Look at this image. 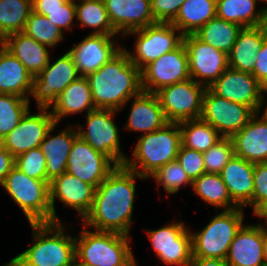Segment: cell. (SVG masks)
Wrapping results in <instances>:
<instances>
[{
	"mask_svg": "<svg viewBox=\"0 0 267 266\" xmlns=\"http://www.w3.org/2000/svg\"><path fill=\"white\" fill-rule=\"evenodd\" d=\"M257 0H216V16L242 27L267 24L266 7L256 11Z\"/></svg>",
	"mask_w": 267,
	"mask_h": 266,
	"instance_id": "4dcf8cb0",
	"label": "cell"
},
{
	"mask_svg": "<svg viewBox=\"0 0 267 266\" xmlns=\"http://www.w3.org/2000/svg\"><path fill=\"white\" fill-rule=\"evenodd\" d=\"M228 266H264L263 225H243L225 259Z\"/></svg>",
	"mask_w": 267,
	"mask_h": 266,
	"instance_id": "7402d4cb",
	"label": "cell"
},
{
	"mask_svg": "<svg viewBox=\"0 0 267 266\" xmlns=\"http://www.w3.org/2000/svg\"><path fill=\"white\" fill-rule=\"evenodd\" d=\"M32 11V0H0V39L23 32Z\"/></svg>",
	"mask_w": 267,
	"mask_h": 266,
	"instance_id": "d590c367",
	"label": "cell"
},
{
	"mask_svg": "<svg viewBox=\"0 0 267 266\" xmlns=\"http://www.w3.org/2000/svg\"><path fill=\"white\" fill-rule=\"evenodd\" d=\"M15 167L28 177L46 180V158L40 146L17 156Z\"/></svg>",
	"mask_w": 267,
	"mask_h": 266,
	"instance_id": "b9f144b4",
	"label": "cell"
},
{
	"mask_svg": "<svg viewBox=\"0 0 267 266\" xmlns=\"http://www.w3.org/2000/svg\"><path fill=\"white\" fill-rule=\"evenodd\" d=\"M15 166V157L11 155L4 147L0 149V184Z\"/></svg>",
	"mask_w": 267,
	"mask_h": 266,
	"instance_id": "c3c4849f",
	"label": "cell"
},
{
	"mask_svg": "<svg viewBox=\"0 0 267 266\" xmlns=\"http://www.w3.org/2000/svg\"><path fill=\"white\" fill-rule=\"evenodd\" d=\"M29 223H52L49 182L28 177L15 166L1 184Z\"/></svg>",
	"mask_w": 267,
	"mask_h": 266,
	"instance_id": "8992f818",
	"label": "cell"
},
{
	"mask_svg": "<svg viewBox=\"0 0 267 266\" xmlns=\"http://www.w3.org/2000/svg\"><path fill=\"white\" fill-rule=\"evenodd\" d=\"M254 165L234 155L219 173L231 199L242 208L252 205Z\"/></svg>",
	"mask_w": 267,
	"mask_h": 266,
	"instance_id": "cb8c5ba5",
	"label": "cell"
},
{
	"mask_svg": "<svg viewBox=\"0 0 267 266\" xmlns=\"http://www.w3.org/2000/svg\"><path fill=\"white\" fill-rule=\"evenodd\" d=\"M75 237L76 261L83 266H137L129 235L111 231L81 230Z\"/></svg>",
	"mask_w": 267,
	"mask_h": 266,
	"instance_id": "277c9868",
	"label": "cell"
},
{
	"mask_svg": "<svg viewBox=\"0 0 267 266\" xmlns=\"http://www.w3.org/2000/svg\"><path fill=\"white\" fill-rule=\"evenodd\" d=\"M188 266H228L224 259L192 257Z\"/></svg>",
	"mask_w": 267,
	"mask_h": 266,
	"instance_id": "f907efd6",
	"label": "cell"
},
{
	"mask_svg": "<svg viewBox=\"0 0 267 266\" xmlns=\"http://www.w3.org/2000/svg\"><path fill=\"white\" fill-rule=\"evenodd\" d=\"M186 0H150L155 22L171 23Z\"/></svg>",
	"mask_w": 267,
	"mask_h": 266,
	"instance_id": "f6af8a7d",
	"label": "cell"
},
{
	"mask_svg": "<svg viewBox=\"0 0 267 266\" xmlns=\"http://www.w3.org/2000/svg\"><path fill=\"white\" fill-rule=\"evenodd\" d=\"M116 110L95 109L86 115L87 131L78 127V135L116 166L124 165L126 156L120 150L119 133L113 121ZM113 115V116H112Z\"/></svg>",
	"mask_w": 267,
	"mask_h": 266,
	"instance_id": "30bf717a",
	"label": "cell"
},
{
	"mask_svg": "<svg viewBox=\"0 0 267 266\" xmlns=\"http://www.w3.org/2000/svg\"><path fill=\"white\" fill-rule=\"evenodd\" d=\"M176 160L192 182L206 172L201 152L180 145Z\"/></svg>",
	"mask_w": 267,
	"mask_h": 266,
	"instance_id": "7bdbcfd3",
	"label": "cell"
},
{
	"mask_svg": "<svg viewBox=\"0 0 267 266\" xmlns=\"http://www.w3.org/2000/svg\"><path fill=\"white\" fill-rule=\"evenodd\" d=\"M183 42L189 58L190 78L209 88L229 67L228 55L195 34L184 35Z\"/></svg>",
	"mask_w": 267,
	"mask_h": 266,
	"instance_id": "5bb4252c",
	"label": "cell"
},
{
	"mask_svg": "<svg viewBox=\"0 0 267 266\" xmlns=\"http://www.w3.org/2000/svg\"><path fill=\"white\" fill-rule=\"evenodd\" d=\"M116 167L107 156L96 151L79 135L74 139L67 161L68 174L96 189Z\"/></svg>",
	"mask_w": 267,
	"mask_h": 266,
	"instance_id": "9a60e30c",
	"label": "cell"
},
{
	"mask_svg": "<svg viewBox=\"0 0 267 266\" xmlns=\"http://www.w3.org/2000/svg\"><path fill=\"white\" fill-rule=\"evenodd\" d=\"M126 124L127 130L151 133L169 123L156 94L142 91L134 96Z\"/></svg>",
	"mask_w": 267,
	"mask_h": 266,
	"instance_id": "83f0119b",
	"label": "cell"
},
{
	"mask_svg": "<svg viewBox=\"0 0 267 266\" xmlns=\"http://www.w3.org/2000/svg\"><path fill=\"white\" fill-rule=\"evenodd\" d=\"M30 226L35 244L19 254L27 263L33 266L73 265L76 261L75 237L65 235L62 223H30Z\"/></svg>",
	"mask_w": 267,
	"mask_h": 266,
	"instance_id": "5b68a950",
	"label": "cell"
},
{
	"mask_svg": "<svg viewBox=\"0 0 267 266\" xmlns=\"http://www.w3.org/2000/svg\"><path fill=\"white\" fill-rule=\"evenodd\" d=\"M33 77L2 44L0 45V93L29 99ZM28 92V93H27Z\"/></svg>",
	"mask_w": 267,
	"mask_h": 266,
	"instance_id": "f1b7e54d",
	"label": "cell"
},
{
	"mask_svg": "<svg viewBox=\"0 0 267 266\" xmlns=\"http://www.w3.org/2000/svg\"><path fill=\"white\" fill-rule=\"evenodd\" d=\"M190 78L189 58L184 42L141 70L142 90L156 93L160 89Z\"/></svg>",
	"mask_w": 267,
	"mask_h": 266,
	"instance_id": "7c38bea8",
	"label": "cell"
},
{
	"mask_svg": "<svg viewBox=\"0 0 267 266\" xmlns=\"http://www.w3.org/2000/svg\"><path fill=\"white\" fill-rule=\"evenodd\" d=\"M266 39L267 24L243 27L228 54V66L232 69L254 75L255 57Z\"/></svg>",
	"mask_w": 267,
	"mask_h": 266,
	"instance_id": "d4e9b609",
	"label": "cell"
},
{
	"mask_svg": "<svg viewBox=\"0 0 267 266\" xmlns=\"http://www.w3.org/2000/svg\"><path fill=\"white\" fill-rule=\"evenodd\" d=\"M31 115L28 110L18 125L4 138V148L15 158L26 151L39 147L48 130L55 124L48 108Z\"/></svg>",
	"mask_w": 267,
	"mask_h": 266,
	"instance_id": "ac0fdd59",
	"label": "cell"
},
{
	"mask_svg": "<svg viewBox=\"0 0 267 266\" xmlns=\"http://www.w3.org/2000/svg\"><path fill=\"white\" fill-rule=\"evenodd\" d=\"M49 190L52 223L60 222L55 211V198L62 201L65 206L77 210L83 219L92 208L95 188L91 184L83 182L76 176L68 174L67 172L54 178L49 183Z\"/></svg>",
	"mask_w": 267,
	"mask_h": 266,
	"instance_id": "ffe728a7",
	"label": "cell"
},
{
	"mask_svg": "<svg viewBox=\"0 0 267 266\" xmlns=\"http://www.w3.org/2000/svg\"><path fill=\"white\" fill-rule=\"evenodd\" d=\"M258 114L255 113L231 140L235 156L252 163H267V122Z\"/></svg>",
	"mask_w": 267,
	"mask_h": 266,
	"instance_id": "603a6c76",
	"label": "cell"
},
{
	"mask_svg": "<svg viewBox=\"0 0 267 266\" xmlns=\"http://www.w3.org/2000/svg\"><path fill=\"white\" fill-rule=\"evenodd\" d=\"M51 115L58 123L62 117L68 114L82 113L87 114L96 109L92 93L86 77L80 76L71 82L62 93L58 95L57 101L52 105Z\"/></svg>",
	"mask_w": 267,
	"mask_h": 266,
	"instance_id": "f546056e",
	"label": "cell"
},
{
	"mask_svg": "<svg viewBox=\"0 0 267 266\" xmlns=\"http://www.w3.org/2000/svg\"><path fill=\"white\" fill-rule=\"evenodd\" d=\"M254 214L259 218H264L267 225V202L264 203Z\"/></svg>",
	"mask_w": 267,
	"mask_h": 266,
	"instance_id": "f5cc1de1",
	"label": "cell"
},
{
	"mask_svg": "<svg viewBox=\"0 0 267 266\" xmlns=\"http://www.w3.org/2000/svg\"><path fill=\"white\" fill-rule=\"evenodd\" d=\"M171 23L156 22L127 34H137L135 55L128 52L130 61L140 70L146 65L173 51L183 42V35Z\"/></svg>",
	"mask_w": 267,
	"mask_h": 266,
	"instance_id": "9c48e42d",
	"label": "cell"
},
{
	"mask_svg": "<svg viewBox=\"0 0 267 266\" xmlns=\"http://www.w3.org/2000/svg\"><path fill=\"white\" fill-rule=\"evenodd\" d=\"M181 145L204 153L223 137L209 123L201 119L187 120L179 123Z\"/></svg>",
	"mask_w": 267,
	"mask_h": 266,
	"instance_id": "e575fe53",
	"label": "cell"
},
{
	"mask_svg": "<svg viewBox=\"0 0 267 266\" xmlns=\"http://www.w3.org/2000/svg\"><path fill=\"white\" fill-rule=\"evenodd\" d=\"M263 88L252 73L230 67L209 87L217 96L244 104L255 113L259 112L262 103Z\"/></svg>",
	"mask_w": 267,
	"mask_h": 266,
	"instance_id": "e0dca14e",
	"label": "cell"
},
{
	"mask_svg": "<svg viewBox=\"0 0 267 266\" xmlns=\"http://www.w3.org/2000/svg\"><path fill=\"white\" fill-rule=\"evenodd\" d=\"M242 28L237 23L225 21L216 16L204 24L195 35L204 43L228 55Z\"/></svg>",
	"mask_w": 267,
	"mask_h": 266,
	"instance_id": "d6a6232c",
	"label": "cell"
},
{
	"mask_svg": "<svg viewBox=\"0 0 267 266\" xmlns=\"http://www.w3.org/2000/svg\"><path fill=\"white\" fill-rule=\"evenodd\" d=\"M214 17H216V0H186L171 24L184 36L195 34Z\"/></svg>",
	"mask_w": 267,
	"mask_h": 266,
	"instance_id": "1f68e13d",
	"label": "cell"
},
{
	"mask_svg": "<svg viewBox=\"0 0 267 266\" xmlns=\"http://www.w3.org/2000/svg\"><path fill=\"white\" fill-rule=\"evenodd\" d=\"M114 36L91 33L68 51L80 76L97 71L123 49L115 46Z\"/></svg>",
	"mask_w": 267,
	"mask_h": 266,
	"instance_id": "d6986e66",
	"label": "cell"
},
{
	"mask_svg": "<svg viewBox=\"0 0 267 266\" xmlns=\"http://www.w3.org/2000/svg\"><path fill=\"white\" fill-rule=\"evenodd\" d=\"M76 18L82 27L94 28L93 34L117 35L112 27L103 0H84L76 4Z\"/></svg>",
	"mask_w": 267,
	"mask_h": 266,
	"instance_id": "8d00e7d4",
	"label": "cell"
},
{
	"mask_svg": "<svg viewBox=\"0 0 267 266\" xmlns=\"http://www.w3.org/2000/svg\"><path fill=\"white\" fill-rule=\"evenodd\" d=\"M29 99L0 93V136L5 138L29 110Z\"/></svg>",
	"mask_w": 267,
	"mask_h": 266,
	"instance_id": "74e56055",
	"label": "cell"
},
{
	"mask_svg": "<svg viewBox=\"0 0 267 266\" xmlns=\"http://www.w3.org/2000/svg\"><path fill=\"white\" fill-rule=\"evenodd\" d=\"M4 147V138L0 136V149Z\"/></svg>",
	"mask_w": 267,
	"mask_h": 266,
	"instance_id": "9f6ffc18",
	"label": "cell"
},
{
	"mask_svg": "<svg viewBox=\"0 0 267 266\" xmlns=\"http://www.w3.org/2000/svg\"><path fill=\"white\" fill-rule=\"evenodd\" d=\"M68 0H32L33 11L45 16V10L61 8Z\"/></svg>",
	"mask_w": 267,
	"mask_h": 266,
	"instance_id": "681fc988",
	"label": "cell"
},
{
	"mask_svg": "<svg viewBox=\"0 0 267 266\" xmlns=\"http://www.w3.org/2000/svg\"><path fill=\"white\" fill-rule=\"evenodd\" d=\"M267 202V163L254 165V189L252 196L253 212L255 213Z\"/></svg>",
	"mask_w": 267,
	"mask_h": 266,
	"instance_id": "ee69618b",
	"label": "cell"
},
{
	"mask_svg": "<svg viewBox=\"0 0 267 266\" xmlns=\"http://www.w3.org/2000/svg\"><path fill=\"white\" fill-rule=\"evenodd\" d=\"M180 145L179 123L169 122L156 131L142 135L134 148V158H127L124 166L140 176L150 178L162 166L177 159Z\"/></svg>",
	"mask_w": 267,
	"mask_h": 266,
	"instance_id": "3957f363",
	"label": "cell"
},
{
	"mask_svg": "<svg viewBox=\"0 0 267 266\" xmlns=\"http://www.w3.org/2000/svg\"><path fill=\"white\" fill-rule=\"evenodd\" d=\"M147 233L158 259L168 265H189L192 259V232L182 222H172Z\"/></svg>",
	"mask_w": 267,
	"mask_h": 266,
	"instance_id": "2e32d148",
	"label": "cell"
},
{
	"mask_svg": "<svg viewBox=\"0 0 267 266\" xmlns=\"http://www.w3.org/2000/svg\"><path fill=\"white\" fill-rule=\"evenodd\" d=\"M265 93H267V87L263 88V91H262V103H261V106H260V109H259L258 113H260L261 108H262V106L264 104V100H265V95L264 94ZM261 116L267 122V106H266V108H265V110H264V112L262 113Z\"/></svg>",
	"mask_w": 267,
	"mask_h": 266,
	"instance_id": "11a10c76",
	"label": "cell"
},
{
	"mask_svg": "<svg viewBox=\"0 0 267 266\" xmlns=\"http://www.w3.org/2000/svg\"><path fill=\"white\" fill-rule=\"evenodd\" d=\"M242 207L224 210L214 216L192 236V257L226 259L229 247L241 229L244 219Z\"/></svg>",
	"mask_w": 267,
	"mask_h": 266,
	"instance_id": "52a82bcc",
	"label": "cell"
},
{
	"mask_svg": "<svg viewBox=\"0 0 267 266\" xmlns=\"http://www.w3.org/2000/svg\"><path fill=\"white\" fill-rule=\"evenodd\" d=\"M194 194H197L205 202L217 208L232 210L239 206L231 199L227 186L221 179L220 174L204 173L192 182Z\"/></svg>",
	"mask_w": 267,
	"mask_h": 266,
	"instance_id": "836d02e7",
	"label": "cell"
},
{
	"mask_svg": "<svg viewBox=\"0 0 267 266\" xmlns=\"http://www.w3.org/2000/svg\"><path fill=\"white\" fill-rule=\"evenodd\" d=\"M57 123L47 132L40 148L46 158V180L50 183L54 178L66 172L67 161L74 139L78 136L77 130L66 128L58 135L50 136ZM49 137V138H48Z\"/></svg>",
	"mask_w": 267,
	"mask_h": 266,
	"instance_id": "484cf974",
	"label": "cell"
},
{
	"mask_svg": "<svg viewBox=\"0 0 267 266\" xmlns=\"http://www.w3.org/2000/svg\"><path fill=\"white\" fill-rule=\"evenodd\" d=\"M45 16L48 20L57 25L61 31L63 28L71 30L73 18L76 17L75 3L68 0L59 9L45 10Z\"/></svg>",
	"mask_w": 267,
	"mask_h": 266,
	"instance_id": "bcb514c9",
	"label": "cell"
},
{
	"mask_svg": "<svg viewBox=\"0 0 267 266\" xmlns=\"http://www.w3.org/2000/svg\"><path fill=\"white\" fill-rule=\"evenodd\" d=\"M207 87L195 82L192 78L172 84L157 91L168 122L180 123L200 119L203 96Z\"/></svg>",
	"mask_w": 267,
	"mask_h": 266,
	"instance_id": "ba28073f",
	"label": "cell"
},
{
	"mask_svg": "<svg viewBox=\"0 0 267 266\" xmlns=\"http://www.w3.org/2000/svg\"><path fill=\"white\" fill-rule=\"evenodd\" d=\"M263 250H264V261L267 265V228L263 225Z\"/></svg>",
	"mask_w": 267,
	"mask_h": 266,
	"instance_id": "db71d44e",
	"label": "cell"
},
{
	"mask_svg": "<svg viewBox=\"0 0 267 266\" xmlns=\"http://www.w3.org/2000/svg\"><path fill=\"white\" fill-rule=\"evenodd\" d=\"M72 266H83V265H81L77 261H75Z\"/></svg>",
	"mask_w": 267,
	"mask_h": 266,
	"instance_id": "6f0895ef",
	"label": "cell"
},
{
	"mask_svg": "<svg viewBox=\"0 0 267 266\" xmlns=\"http://www.w3.org/2000/svg\"><path fill=\"white\" fill-rule=\"evenodd\" d=\"M23 32L37 42L52 48L64 38L63 31L57 25L48 20L46 16L34 11L30 13Z\"/></svg>",
	"mask_w": 267,
	"mask_h": 266,
	"instance_id": "f35d334b",
	"label": "cell"
},
{
	"mask_svg": "<svg viewBox=\"0 0 267 266\" xmlns=\"http://www.w3.org/2000/svg\"><path fill=\"white\" fill-rule=\"evenodd\" d=\"M135 177L147 179L124 165L117 166L95 189L92 208L83 219L85 227L130 235Z\"/></svg>",
	"mask_w": 267,
	"mask_h": 266,
	"instance_id": "6da1fadb",
	"label": "cell"
},
{
	"mask_svg": "<svg viewBox=\"0 0 267 266\" xmlns=\"http://www.w3.org/2000/svg\"><path fill=\"white\" fill-rule=\"evenodd\" d=\"M151 177L169 194L177 193L182 185H192V181L177 160L165 164Z\"/></svg>",
	"mask_w": 267,
	"mask_h": 266,
	"instance_id": "ab89813d",
	"label": "cell"
},
{
	"mask_svg": "<svg viewBox=\"0 0 267 266\" xmlns=\"http://www.w3.org/2000/svg\"><path fill=\"white\" fill-rule=\"evenodd\" d=\"M79 77L71 54L66 52L52 65L49 61L40 74L33 77L31 95L39 108H50L58 95Z\"/></svg>",
	"mask_w": 267,
	"mask_h": 266,
	"instance_id": "4fadbf2b",
	"label": "cell"
},
{
	"mask_svg": "<svg viewBox=\"0 0 267 266\" xmlns=\"http://www.w3.org/2000/svg\"><path fill=\"white\" fill-rule=\"evenodd\" d=\"M254 114L250 107L221 98L209 88L204 93L200 119L224 138H231L242 130Z\"/></svg>",
	"mask_w": 267,
	"mask_h": 266,
	"instance_id": "8fae6325",
	"label": "cell"
},
{
	"mask_svg": "<svg viewBox=\"0 0 267 266\" xmlns=\"http://www.w3.org/2000/svg\"><path fill=\"white\" fill-rule=\"evenodd\" d=\"M109 20L117 33L145 28L156 23L150 0H103Z\"/></svg>",
	"mask_w": 267,
	"mask_h": 266,
	"instance_id": "44dd1931",
	"label": "cell"
},
{
	"mask_svg": "<svg viewBox=\"0 0 267 266\" xmlns=\"http://www.w3.org/2000/svg\"><path fill=\"white\" fill-rule=\"evenodd\" d=\"M70 1L73 2V3H76L75 0H70ZM81 1H84V0H80V2H81Z\"/></svg>",
	"mask_w": 267,
	"mask_h": 266,
	"instance_id": "680465c9",
	"label": "cell"
},
{
	"mask_svg": "<svg viewBox=\"0 0 267 266\" xmlns=\"http://www.w3.org/2000/svg\"><path fill=\"white\" fill-rule=\"evenodd\" d=\"M4 266H33V265L27 263L20 255H17Z\"/></svg>",
	"mask_w": 267,
	"mask_h": 266,
	"instance_id": "816d5d0a",
	"label": "cell"
},
{
	"mask_svg": "<svg viewBox=\"0 0 267 266\" xmlns=\"http://www.w3.org/2000/svg\"><path fill=\"white\" fill-rule=\"evenodd\" d=\"M254 66V76L265 88L267 87V39L263 42L261 50L257 53Z\"/></svg>",
	"mask_w": 267,
	"mask_h": 266,
	"instance_id": "7dc6e473",
	"label": "cell"
},
{
	"mask_svg": "<svg viewBox=\"0 0 267 266\" xmlns=\"http://www.w3.org/2000/svg\"><path fill=\"white\" fill-rule=\"evenodd\" d=\"M86 78L96 109L120 111L128 101L143 91L141 70L130 61L125 48Z\"/></svg>",
	"mask_w": 267,
	"mask_h": 266,
	"instance_id": "7a4b0ae2",
	"label": "cell"
},
{
	"mask_svg": "<svg viewBox=\"0 0 267 266\" xmlns=\"http://www.w3.org/2000/svg\"><path fill=\"white\" fill-rule=\"evenodd\" d=\"M206 173L219 174L223 167L234 156L233 143L231 138H222L208 151L202 153Z\"/></svg>",
	"mask_w": 267,
	"mask_h": 266,
	"instance_id": "60d3db41",
	"label": "cell"
},
{
	"mask_svg": "<svg viewBox=\"0 0 267 266\" xmlns=\"http://www.w3.org/2000/svg\"><path fill=\"white\" fill-rule=\"evenodd\" d=\"M2 45L20 61L32 77L39 75L50 61L46 45L24 32L8 35L2 40Z\"/></svg>",
	"mask_w": 267,
	"mask_h": 266,
	"instance_id": "4316f807",
	"label": "cell"
}]
</instances>
